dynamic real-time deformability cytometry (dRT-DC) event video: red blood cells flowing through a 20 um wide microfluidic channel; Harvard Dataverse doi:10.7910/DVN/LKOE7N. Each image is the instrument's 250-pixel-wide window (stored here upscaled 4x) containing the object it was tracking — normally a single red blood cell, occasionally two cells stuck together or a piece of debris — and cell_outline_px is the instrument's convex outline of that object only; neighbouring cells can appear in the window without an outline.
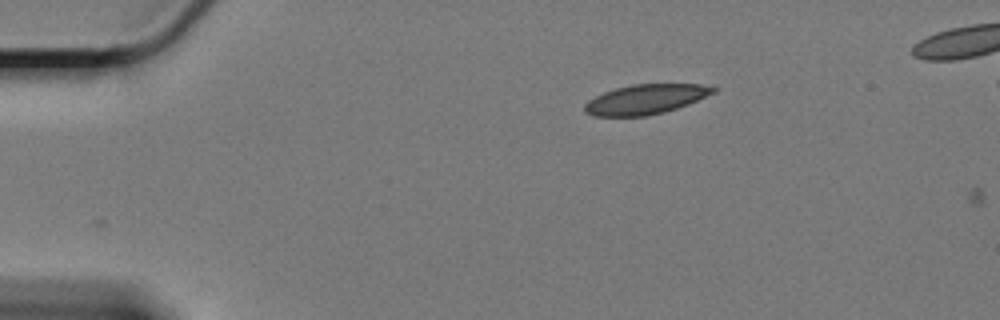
{"species": "Egyptian fruit bat (a non-hibernating species)", "species_latin": "Rousettus aegyptiacus", "temperature_condition": "cold", "stored_images_in_passage": 2, "camera_frame_rate_fps": 3000, "um_per_image_px": 0.085, "animal": {"sex": "female"}, "frame": {"image": 1, "passage_image": 1, "time_ms": 0.0, "image_size_px": [1000, 320], "cell_outline_px": [[716, 92], [688, 104], [664, 112], [648, 116], [592, 116], [584, 112], [584, 104], [588, 100], [604, 92], [616, 88], [632, 84], [700, 84], [716, 88]], "centroid_in_image_um": [54.85, 8.44], "position_along_channel_um": 30.2, "area_um2": 22.25}}